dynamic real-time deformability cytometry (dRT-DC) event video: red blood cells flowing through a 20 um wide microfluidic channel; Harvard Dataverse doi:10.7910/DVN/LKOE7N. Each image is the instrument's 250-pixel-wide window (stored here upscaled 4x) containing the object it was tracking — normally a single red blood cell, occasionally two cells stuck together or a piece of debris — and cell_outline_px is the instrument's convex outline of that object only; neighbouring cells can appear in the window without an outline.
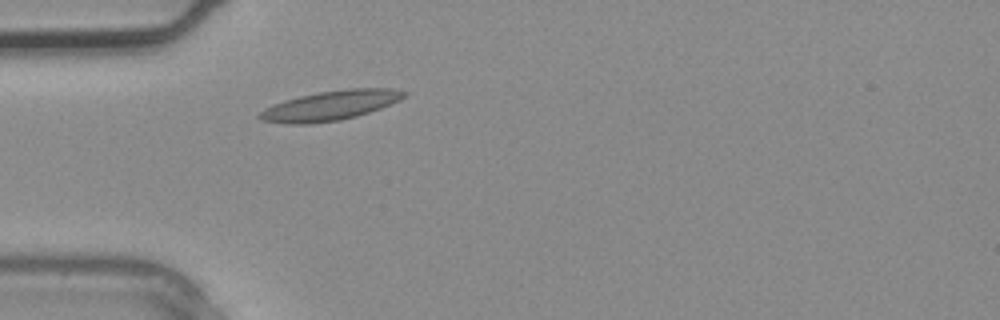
{"species": "common noctule bat (a hibernating species)", "species_latin": "Nyctalus noctula", "temperature_condition": "warm", "stored_images_in_passage": 2, "camera_frame_rate_fps": 3000, "um_per_image_px": 0.085, "animal": {"sex": "male", "body_mass_g": 20.4}, "frame": {"image": 1, "passage_image": 2, "time_ms": 0.333, "image_size_px": [1000, 320], "cell_outline_px": [[408, 92], [400, 100], [380, 108], [356, 116], [340, 120], [312, 124], [288, 124], [260, 120], [256, 116], [264, 108], [272, 104], [284, 100], [300, 96], [320, 92], [352, 88], [388, 88]], "centroid_in_image_um": [28.03, 8.98], "position_along_channel_um": 57.0, "area_um2": 24.85}}